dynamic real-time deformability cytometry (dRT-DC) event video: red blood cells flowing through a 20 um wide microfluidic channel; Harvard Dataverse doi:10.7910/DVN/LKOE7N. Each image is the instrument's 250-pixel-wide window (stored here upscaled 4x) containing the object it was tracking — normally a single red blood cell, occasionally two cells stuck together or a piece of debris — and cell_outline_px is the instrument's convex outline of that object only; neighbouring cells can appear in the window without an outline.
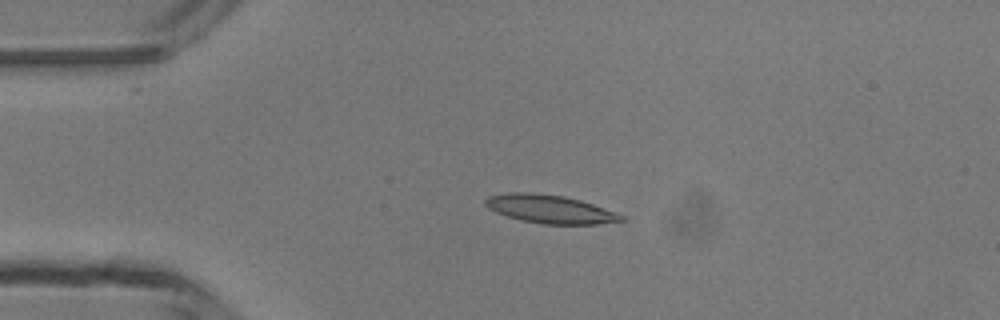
{"species": "common noctule bat (a hibernating species)", "species_latin": "Nyctalus noctula", "temperature_condition": "room temperature", "stored_images_in_passage": 4, "camera_frame_rate_fps": 3000, "um_per_image_px": 0.085, "animal": {"sex": "male", "body_mass_g": 13.3}, "frame": {"image": 1, "passage_image": 3, "time_ms": 3.0, "image_size_px": [1000, 320], "cell_outline_px": [[628, 220], [600, 224], [544, 224], [520, 220], [496, 212], [488, 208], [484, 204], [484, 200], [488, 196], [508, 192], [532, 192], [564, 196], [580, 200], [616, 212], [624, 216]], "centroid_in_image_um": [46.75, 17.77], "position_along_channel_um": 38.2, "area_um2": 22.54}}